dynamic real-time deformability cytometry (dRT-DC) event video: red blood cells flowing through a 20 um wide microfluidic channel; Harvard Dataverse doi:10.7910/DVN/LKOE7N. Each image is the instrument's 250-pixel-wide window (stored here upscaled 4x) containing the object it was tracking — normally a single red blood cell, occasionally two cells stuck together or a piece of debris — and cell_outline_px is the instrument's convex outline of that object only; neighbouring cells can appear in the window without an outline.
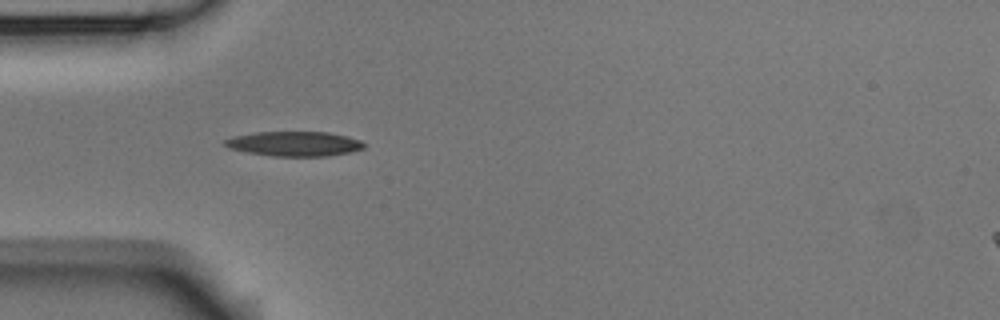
{"species": "Egyptian fruit bat (a non-hibernating species)", "species_latin": "Rousettus aegyptiacus", "temperature_condition": "room temperature", "stored_images_in_passage": 3, "camera_frame_rate_fps": 3000, "um_per_image_px": 0.085, "animal": {"sex": "male"}, "frame": {"image": 1, "passage_image": 2, "time_ms": 0.333, "image_size_px": [1000, 320], "cell_outline_px": [[364, 148], [352, 152], [328, 156], [272, 156], [248, 152], [228, 148], [224, 144], [224, 140], [232, 136], [252, 132], [328, 132], [348, 136], [360, 140], [364, 144]], "centroid_in_image_um": [25.01, 12.22], "position_along_channel_um": 60.0, "area_um2": 20.17}}
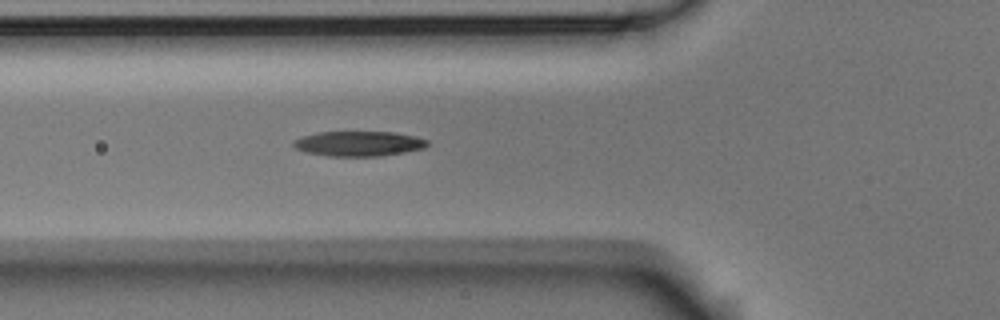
{"frame": {"image": 2, "passage_image": 3, "time_ms": 0.667, "image_size_px": [1000, 320], "cell_outline_px": [[428, 144], [424, 148], [404, 152], [380, 156], [328, 156], [304, 152], [296, 148], [292, 144], [292, 140], [316, 132], [392, 132], [412, 136], [428, 140]], "centroid_in_image_um": [30.44, 12.21], "position_along_channel_um": 95.4, "area_um2": 19.42}}